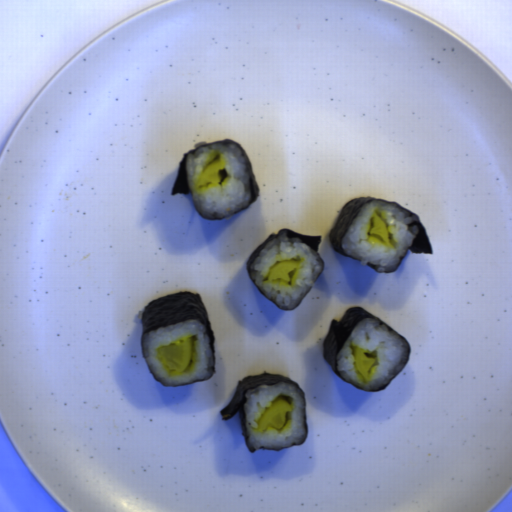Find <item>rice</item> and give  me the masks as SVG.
Wrapping results in <instances>:
<instances>
[{
  "label": "rice",
  "instance_id": "rice-6",
  "mask_svg": "<svg viewBox=\"0 0 512 512\" xmlns=\"http://www.w3.org/2000/svg\"><path fill=\"white\" fill-rule=\"evenodd\" d=\"M192 338L193 354L184 372L169 370L159 359L161 346L177 344ZM143 355L151 374L162 384L184 385L209 379L214 371L215 360L205 327L198 320L183 321L171 326L152 329L143 337Z\"/></svg>",
  "mask_w": 512,
  "mask_h": 512
},
{
  "label": "rice",
  "instance_id": "rice-2",
  "mask_svg": "<svg viewBox=\"0 0 512 512\" xmlns=\"http://www.w3.org/2000/svg\"><path fill=\"white\" fill-rule=\"evenodd\" d=\"M375 215L380 216L387 226L388 244L369 234ZM414 221L415 217L400 206L374 199L364 204L351 222L340 241L341 248L345 254L358 259L362 266L374 265L379 273L394 272L417 235V226H410Z\"/></svg>",
  "mask_w": 512,
  "mask_h": 512
},
{
  "label": "rice",
  "instance_id": "rice-3",
  "mask_svg": "<svg viewBox=\"0 0 512 512\" xmlns=\"http://www.w3.org/2000/svg\"><path fill=\"white\" fill-rule=\"evenodd\" d=\"M361 348L368 358L376 359L369 379H364L354 365V349ZM410 348L387 325L374 318L362 319L342 345L336 359L337 371L348 383L367 391L387 386L405 367Z\"/></svg>",
  "mask_w": 512,
  "mask_h": 512
},
{
  "label": "rice",
  "instance_id": "rice-5",
  "mask_svg": "<svg viewBox=\"0 0 512 512\" xmlns=\"http://www.w3.org/2000/svg\"><path fill=\"white\" fill-rule=\"evenodd\" d=\"M287 397L292 411L282 429H258L259 421L272 402L279 396ZM244 429L247 447L283 450L303 443L306 435L303 392L289 383L262 384L245 393Z\"/></svg>",
  "mask_w": 512,
  "mask_h": 512
},
{
  "label": "rice",
  "instance_id": "rice-1",
  "mask_svg": "<svg viewBox=\"0 0 512 512\" xmlns=\"http://www.w3.org/2000/svg\"><path fill=\"white\" fill-rule=\"evenodd\" d=\"M222 157L220 183L197 185L210 161ZM186 177L193 204L202 217L229 220L234 213L246 208L252 198L245 156L235 143H216L197 147L185 161Z\"/></svg>",
  "mask_w": 512,
  "mask_h": 512
},
{
  "label": "rice",
  "instance_id": "rice-4",
  "mask_svg": "<svg viewBox=\"0 0 512 512\" xmlns=\"http://www.w3.org/2000/svg\"><path fill=\"white\" fill-rule=\"evenodd\" d=\"M283 260H296L299 265L291 273L290 282L269 281L268 275L274 265ZM324 264L299 237H288L286 233L272 239L251 264L250 276L259 290L282 311H291L314 287Z\"/></svg>",
  "mask_w": 512,
  "mask_h": 512
}]
</instances>
